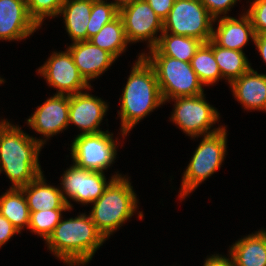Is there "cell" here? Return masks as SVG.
Instances as JSON below:
<instances>
[{"instance_id": "cell-1", "label": "cell", "mask_w": 266, "mask_h": 266, "mask_svg": "<svg viewBox=\"0 0 266 266\" xmlns=\"http://www.w3.org/2000/svg\"><path fill=\"white\" fill-rule=\"evenodd\" d=\"M136 61L120 98L118 113L123 137L138 121L164 103L154 68L143 55Z\"/></svg>"}, {"instance_id": "cell-2", "label": "cell", "mask_w": 266, "mask_h": 266, "mask_svg": "<svg viewBox=\"0 0 266 266\" xmlns=\"http://www.w3.org/2000/svg\"><path fill=\"white\" fill-rule=\"evenodd\" d=\"M105 240L90 215L80 214L69 220L61 218L46 242L49 250L61 261L79 266L90 262Z\"/></svg>"}, {"instance_id": "cell-3", "label": "cell", "mask_w": 266, "mask_h": 266, "mask_svg": "<svg viewBox=\"0 0 266 266\" xmlns=\"http://www.w3.org/2000/svg\"><path fill=\"white\" fill-rule=\"evenodd\" d=\"M46 139H35L19 126L10 124L0 141V173L4 171L12 181L11 188H21L43 174L39 153Z\"/></svg>"}, {"instance_id": "cell-4", "label": "cell", "mask_w": 266, "mask_h": 266, "mask_svg": "<svg viewBox=\"0 0 266 266\" xmlns=\"http://www.w3.org/2000/svg\"><path fill=\"white\" fill-rule=\"evenodd\" d=\"M132 188L125 176L114 178L93 202L89 215L105 239L131 218L137 209V197Z\"/></svg>"}, {"instance_id": "cell-5", "label": "cell", "mask_w": 266, "mask_h": 266, "mask_svg": "<svg viewBox=\"0 0 266 266\" xmlns=\"http://www.w3.org/2000/svg\"><path fill=\"white\" fill-rule=\"evenodd\" d=\"M151 55L142 53L155 70L163 101L178 97L203 94V84L199 81L190 62L162 55L155 47Z\"/></svg>"}, {"instance_id": "cell-6", "label": "cell", "mask_w": 266, "mask_h": 266, "mask_svg": "<svg viewBox=\"0 0 266 266\" xmlns=\"http://www.w3.org/2000/svg\"><path fill=\"white\" fill-rule=\"evenodd\" d=\"M227 143L226 129L204 135L182 177L180 197L185 199L202 181L221 167Z\"/></svg>"}, {"instance_id": "cell-7", "label": "cell", "mask_w": 266, "mask_h": 266, "mask_svg": "<svg viewBox=\"0 0 266 266\" xmlns=\"http://www.w3.org/2000/svg\"><path fill=\"white\" fill-rule=\"evenodd\" d=\"M214 18L200 0H175L163 20V32L190 36L207 43L212 38Z\"/></svg>"}, {"instance_id": "cell-8", "label": "cell", "mask_w": 266, "mask_h": 266, "mask_svg": "<svg viewBox=\"0 0 266 266\" xmlns=\"http://www.w3.org/2000/svg\"><path fill=\"white\" fill-rule=\"evenodd\" d=\"M171 119L188 136L199 137L220 131L223 127L210 130L219 119L218 111L206 102L204 93L195 96L178 97Z\"/></svg>"}, {"instance_id": "cell-9", "label": "cell", "mask_w": 266, "mask_h": 266, "mask_svg": "<svg viewBox=\"0 0 266 266\" xmlns=\"http://www.w3.org/2000/svg\"><path fill=\"white\" fill-rule=\"evenodd\" d=\"M112 135L108 131L78 134L71 146L73 163L91 171L103 172L106 170L117 155V143L114 142Z\"/></svg>"}, {"instance_id": "cell-10", "label": "cell", "mask_w": 266, "mask_h": 266, "mask_svg": "<svg viewBox=\"0 0 266 266\" xmlns=\"http://www.w3.org/2000/svg\"><path fill=\"white\" fill-rule=\"evenodd\" d=\"M103 173L80 168L74 163L69 169L64 171L61 180L63 191L61 190V192L70 210L72 209V205L67 200V196L82 204L93 203L103 194L106 187L114 178L121 177L120 174L113 175L110 181L106 182ZM64 194L67 195L65 196Z\"/></svg>"}, {"instance_id": "cell-11", "label": "cell", "mask_w": 266, "mask_h": 266, "mask_svg": "<svg viewBox=\"0 0 266 266\" xmlns=\"http://www.w3.org/2000/svg\"><path fill=\"white\" fill-rule=\"evenodd\" d=\"M128 43L148 40L150 49L159 40L157 32H163V20L154 12L146 0H138L119 11ZM156 34V37L154 36Z\"/></svg>"}, {"instance_id": "cell-12", "label": "cell", "mask_w": 266, "mask_h": 266, "mask_svg": "<svg viewBox=\"0 0 266 266\" xmlns=\"http://www.w3.org/2000/svg\"><path fill=\"white\" fill-rule=\"evenodd\" d=\"M38 73L58 90L56 94L74 95L92 87L80 74L68 49L65 52H54L38 69Z\"/></svg>"}, {"instance_id": "cell-13", "label": "cell", "mask_w": 266, "mask_h": 266, "mask_svg": "<svg viewBox=\"0 0 266 266\" xmlns=\"http://www.w3.org/2000/svg\"><path fill=\"white\" fill-rule=\"evenodd\" d=\"M69 95L55 94L50 97L29 119L28 125L48 139L69 125Z\"/></svg>"}, {"instance_id": "cell-14", "label": "cell", "mask_w": 266, "mask_h": 266, "mask_svg": "<svg viewBox=\"0 0 266 266\" xmlns=\"http://www.w3.org/2000/svg\"><path fill=\"white\" fill-rule=\"evenodd\" d=\"M39 26L28 12L26 0H0V39L21 40Z\"/></svg>"}, {"instance_id": "cell-15", "label": "cell", "mask_w": 266, "mask_h": 266, "mask_svg": "<svg viewBox=\"0 0 266 266\" xmlns=\"http://www.w3.org/2000/svg\"><path fill=\"white\" fill-rule=\"evenodd\" d=\"M108 106L101 98L89 93L69 95V124L78 126L80 134H95L103 132L99 129Z\"/></svg>"}, {"instance_id": "cell-16", "label": "cell", "mask_w": 266, "mask_h": 266, "mask_svg": "<svg viewBox=\"0 0 266 266\" xmlns=\"http://www.w3.org/2000/svg\"><path fill=\"white\" fill-rule=\"evenodd\" d=\"M80 74L88 82L107 71L116 58L89 40L73 42L68 47Z\"/></svg>"}, {"instance_id": "cell-17", "label": "cell", "mask_w": 266, "mask_h": 266, "mask_svg": "<svg viewBox=\"0 0 266 266\" xmlns=\"http://www.w3.org/2000/svg\"><path fill=\"white\" fill-rule=\"evenodd\" d=\"M249 37L254 40L255 32L249 16L244 13L239 20L226 15L221 17L217 30L213 28L211 40L220 47L243 51Z\"/></svg>"}, {"instance_id": "cell-18", "label": "cell", "mask_w": 266, "mask_h": 266, "mask_svg": "<svg viewBox=\"0 0 266 266\" xmlns=\"http://www.w3.org/2000/svg\"><path fill=\"white\" fill-rule=\"evenodd\" d=\"M233 95L248 110L266 111V75L250 68L230 83Z\"/></svg>"}, {"instance_id": "cell-19", "label": "cell", "mask_w": 266, "mask_h": 266, "mask_svg": "<svg viewBox=\"0 0 266 266\" xmlns=\"http://www.w3.org/2000/svg\"><path fill=\"white\" fill-rule=\"evenodd\" d=\"M43 174L21 187L30 212L52 209H69L59 188L47 185Z\"/></svg>"}, {"instance_id": "cell-20", "label": "cell", "mask_w": 266, "mask_h": 266, "mask_svg": "<svg viewBox=\"0 0 266 266\" xmlns=\"http://www.w3.org/2000/svg\"><path fill=\"white\" fill-rule=\"evenodd\" d=\"M229 254L235 266H266V231L260 230L236 241Z\"/></svg>"}, {"instance_id": "cell-21", "label": "cell", "mask_w": 266, "mask_h": 266, "mask_svg": "<svg viewBox=\"0 0 266 266\" xmlns=\"http://www.w3.org/2000/svg\"><path fill=\"white\" fill-rule=\"evenodd\" d=\"M92 0H66L59 12L63 14L66 30L73 42L87 40V26Z\"/></svg>"}, {"instance_id": "cell-22", "label": "cell", "mask_w": 266, "mask_h": 266, "mask_svg": "<svg viewBox=\"0 0 266 266\" xmlns=\"http://www.w3.org/2000/svg\"><path fill=\"white\" fill-rule=\"evenodd\" d=\"M0 213L20 232L29 225L30 210L21 188H10L0 196Z\"/></svg>"}, {"instance_id": "cell-23", "label": "cell", "mask_w": 266, "mask_h": 266, "mask_svg": "<svg viewBox=\"0 0 266 266\" xmlns=\"http://www.w3.org/2000/svg\"><path fill=\"white\" fill-rule=\"evenodd\" d=\"M203 42L197 38L172 33H162L155 48L164 56L191 62Z\"/></svg>"}, {"instance_id": "cell-24", "label": "cell", "mask_w": 266, "mask_h": 266, "mask_svg": "<svg viewBox=\"0 0 266 266\" xmlns=\"http://www.w3.org/2000/svg\"><path fill=\"white\" fill-rule=\"evenodd\" d=\"M89 41L93 45L108 51L117 59L126 50L128 44L120 15L118 14L112 21L106 23Z\"/></svg>"}, {"instance_id": "cell-25", "label": "cell", "mask_w": 266, "mask_h": 266, "mask_svg": "<svg viewBox=\"0 0 266 266\" xmlns=\"http://www.w3.org/2000/svg\"><path fill=\"white\" fill-rule=\"evenodd\" d=\"M213 53L222 78L227 79L229 83L251 68L243 51L220 47L213 42Z\"/></svg>"}, {"instance_id": "cell-26", "label": "cell", "mask_w": 266, "mask_h": 266, "mask_svg": "<svg viewBox=\"0 0 266 266\" xmlns=\"http://www.w3.org/2000/svg\"><path fill=\"white\" fill-rule=\"evenodd\" d=\"M191 66L199 81L209 86L222 78L213 53V41L202 43L191 59Z\"/></svg>"}, {"instance_id": "cell-27", "label": "cell", "mask_w": 266, "mask_h": 266, "mask_svg": "<svg viewBox=\"0 0 266 266\" xmlns=\"http://www.w3.org/2000/svg\"><path fill=\"white\" fill-rule=\"evenodd\" d=\"M70 209H52L37 212H30L28 229L41 236L45 241L59 224L62 218V211Z\"/></svg>"}, {"instance_id": "cell-28", "label": "cell", "mask_w": 266, "mask_h": 266, "mask_svg": "<svg viewBox=\"0 0 266 266\" xmlns=\"http://www.w3.org/2000/svg\"><path fill=\"white\" fill-rule=\"evenodd\" d=\"M119 11L104 0H92L91 15L87 26V40L96 35L106 23L112 21Z\"/></svg>"}, {"instance_id": "cell-29", "label": "cell", "mask_w": 266, "mask_h": 266, "mask_svg": "<svg viewBox=\"0 0 266 266\" xmlns=\"http://www.w3.org/2000/svg\"><path fill=\"white\" fill-rule=\"evenodd\" d=\"M66 0H26L29 15L40 27L44 18L55 17Z\"/></svg>"}, {"instance_id": "cell-30", "label": "cell", "mask_w": 266, "mask_h": 266, "mask_svg": "<svg viewBox=\"0 0 266 266\" xmlns=\"http://www.w3.org/2000/svg\"><path fill=\"white\" fill-rule=\"evenodd\" d=\"M246 14L251 20L255 34H266V0L253 1Z\"/></svg>"}, {"instance_id": "cell-31", "label": "cell", "mask_w": 266, "mask_h": 266, "mask_svg": "<svg viewBox=\"0 0 266 266\" xmlns=\"http://www.w3.org/2000/svg\"><path fill=\"white\" fill-rule=\"evenodd\" d=\"M236 1L238 0H200L209 14L214 18V22L220 17L219 15L228 13Z\"/></svg>"}, {"instance_id": "cell-32", "label": "cell", "mask_w": 266, "mask_h": 266, "mask_svg": "<svg viewBox=\"0 0 266 266\" xmlns=\"http://www.w3.org/2000/svg\"><path fill=\"white\" fill-rule=\"evenodd\" d=\"M19 232L12 223L0 213V247Z\"/></svg>"}, {"instance_id": "cell-33", "label": "cell", "mask_w": 266, "mask_h": 266, "mask_svg": "<svg viewBox=\"0 0 266 266\" xmlns=\"http://www.w3.org/2000/svg\"><path fill=\"white\" fill-rule=\"evenodd\" d=\"M154 12L164 20L169 14L175 0H146Z\"/></svg>"}, {"instance_id": "cell-34", "label": "cell", "mask_w": 266, "mask_h": 266, "mask_svg": "<svg viewBox=\"0 0 266 266\" xmlns=\"http://www.w3.org/2000/svg\"><path fill=\"white\" fill-rule=\"evenodd\" d=\"M203 266H235L232 257L227 258L219 255L208 257Z\"/></svg>"}, {"instance_id": "cell-35", "label": "cell", "mask_w": 266, "mask_h": 266, "mask_svg": "<svg viewBox=\"0 0 266 266\" xmlns=\"http://www.w3.org/2000/svg\"><path fill=\"white\" fill-rule=\"evenodd\" d=\"M253 42L257 46V49L260 52L264 62H266V34H255Z\"/></svg>"}, {"instance_id": "cell-36", "label": "cell", "mask_w": 266, "mask_h": 266, "mask_svg": "<svg viewBox=\"0 0 266 266\" xmlns=\"http://www.w3.org/2000/svg\"><path fill=\"white\" fill-rule=\"evenodd\" d=\"M136 1H138V0H115V2L112 3V5L118 11H120L124 7L131 5L132 3H135Z\"/></svg>"}, {"instance_id": "cell-37", "label": "cell", "mask_w": 266, "mask_h": 266, "mask_svg": "<svg viewBox=\"0 0 266 266\" xmlns=\"http://www.w3.org/2000/svg\"><path fill=\"white\" fill-rule=\"evenodd\" d=\"M11 123H9L8 121L6 120H3L0 122V141H1V138H2V134H3V131L10 125Z\"/></svg>"}, {"instance_id": "cell-38", "label": "cell", "mask_w": 266, "mask_h": 266, "mask_svg": "<svg viewBox=\"0 0 266 266\" xmlns=\"http://www.w3.org/2000/svg\"><path fill=\"white\" fill-rule=\"evenodd\" d=\"M2 82H4V80L0 77V84H1Z\"/></svg>"}]
</instances>
